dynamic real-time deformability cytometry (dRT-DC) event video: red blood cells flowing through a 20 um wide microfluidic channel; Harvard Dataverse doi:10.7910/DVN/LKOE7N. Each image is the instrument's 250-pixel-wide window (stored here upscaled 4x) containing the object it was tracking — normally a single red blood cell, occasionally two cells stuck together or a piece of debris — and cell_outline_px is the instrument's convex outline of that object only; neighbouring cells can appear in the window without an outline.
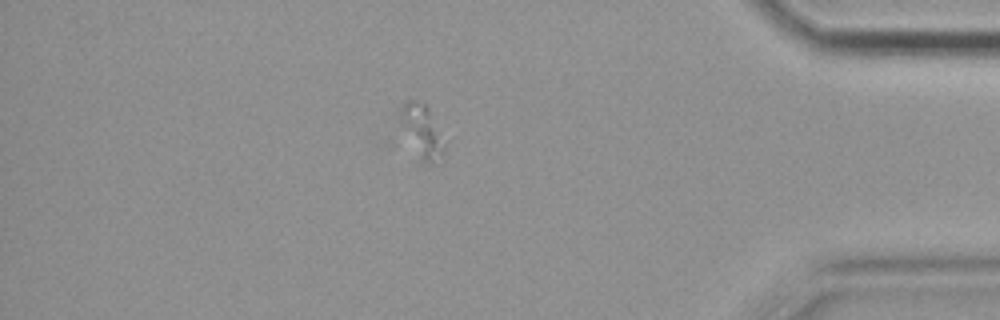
{"species": "common noctule bat (a hibernating species)", "species_latin": "Nyctalus noctula", "temperature_condition": "cold", "stored_images_in_passage": 59, "camera_frame_rate_fps": 3000, "um_per_image_px": 0.085, "animal": {"sex": "female", "body_mass_g": 19.9}, "frame": {"image": 1, "passage_image": 50, "time_ms": 16.333, "image_size_px": [1000, 320], "cell_outline_px": [[440, 152], [432, 160], [424, 160], [420, 156], [400, 120], [404, 100], [416, 100], [424, 104], [428, 108], [440, 148]], "centroid_in_image_um": [35.72, 10.95], "position_along_channel_um": 399.5, "area_um2": 10.87}}